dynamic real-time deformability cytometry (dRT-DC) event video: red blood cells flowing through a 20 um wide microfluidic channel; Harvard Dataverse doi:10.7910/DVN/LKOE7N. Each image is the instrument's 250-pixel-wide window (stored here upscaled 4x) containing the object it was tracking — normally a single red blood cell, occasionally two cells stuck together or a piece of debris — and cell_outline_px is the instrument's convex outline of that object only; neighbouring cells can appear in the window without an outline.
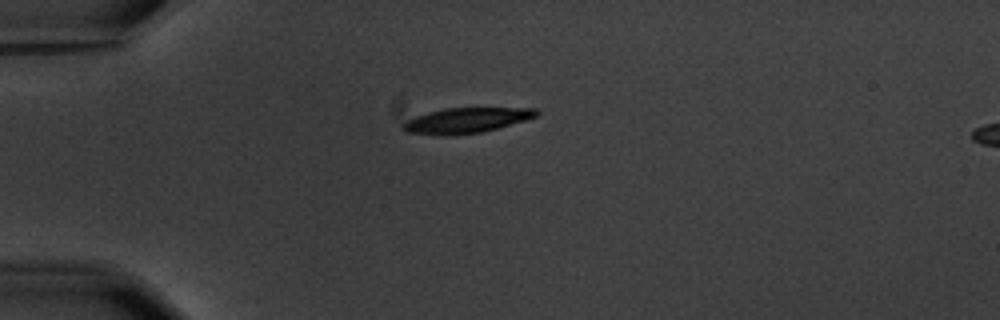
{"species": "common noctule bat (a hibernating species)", "species_latin": "Nyctalus noctula", "temperature_condition": "warm", "stored_images_in_passage": 4, "camera_frame_rate_fps": 3000, "um_per_image_px": 0.085, "animal": {"sex": "male", "body_mass_g": 20.1, "forearm_length_mm": 53.5}, "frame": {"image": 1, "passage_image": 1, "time_ms": 0.0, "image_size_px": [1000, 320], "cell_outline_px": [[540, 112], [536, 116], [524, 120], [496, 128], [480, 132], [448, 136], [440, 136], [404, 132], [400, 128], [408, 120], [416, 116], [428, 112], [444, 108], [536, 108]], "centroid_in_image_um": [39.58, 10.24], "position_along_channel_um": 45.4, "area_um2": 19.54}}
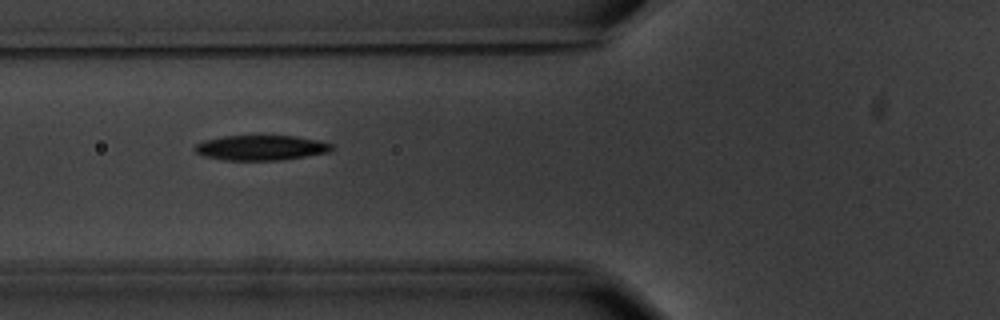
{"frame": {"image": 2, "passage_image": 3, "time_ms": 2.333, "image_size_px": [1000, 320], "cell_outline_px": [[332, 148], [328, 152], [280, 160], [224, 160], [204, 156], [196, 152], [192, 148], [196, 144], [204, 140], [224, 136], [296, 136], [316, 140], [332, 144]], "centroid_in_image_um": [22.12, 12.56], "position_along_channel_um": 103.7, "area_um2": 19.77}}